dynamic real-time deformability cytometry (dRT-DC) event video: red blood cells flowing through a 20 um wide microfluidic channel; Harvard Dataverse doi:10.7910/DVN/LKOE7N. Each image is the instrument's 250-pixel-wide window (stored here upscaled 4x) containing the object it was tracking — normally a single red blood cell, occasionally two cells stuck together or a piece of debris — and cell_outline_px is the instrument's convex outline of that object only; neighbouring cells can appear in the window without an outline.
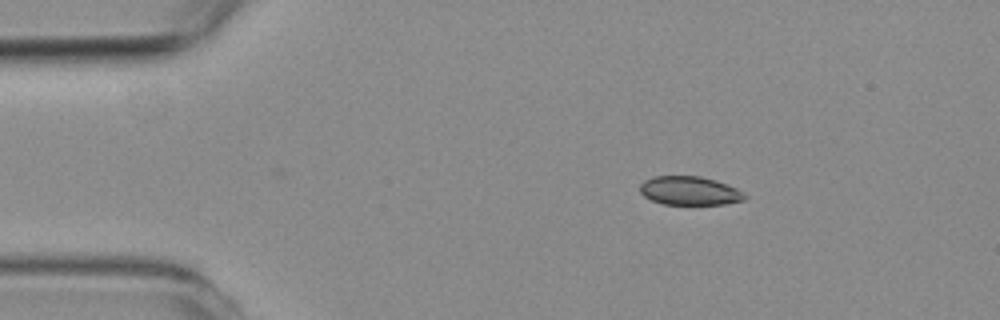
{"species": "common noctule bat (a hibernating species)", "species_latin": "Nyctalus noctula", "temperature_condition": "room temperature", "stored_images_in_passage": 46, "camera_frame_rate_fps": 3000, "um_per_image_px": 0.085, "animal": {"sex": "female", "body_mass_g": 19.3, "forearm_length_mm": 54.1}, "frame": {"image": 1, "passage_image": 1, "time_ms": 0.0, "image_size_px": [1000, 320], "cell_outline_px": [[748, 196], [744, 200], [724, 204], [664, 204], [652, 200], [644, 196], [640, 192], [640, 184], [644, 180], [652, 176], [700, 176], [716, 180], [736, 188], [744, 192]], "centroid_in_image_um": [58.62, 16.21], "position_along_channel_um": 26.4, "area_um2": 17.57}}
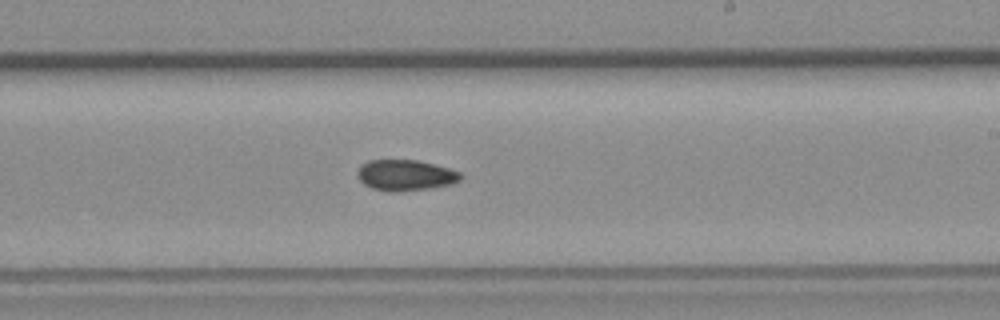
{"frame": {"image": 2, "passage_image": 24, "time_ms": 7.667, "image_size_px": [1000, 320], "cell_outline_px": [[464, 176], [460, 180], [452, 184], [432, 188], [396, 192], [388, 192], [372, 188], [364, 184], [360, 180], [360, 168], [368, 160], [416, 160], [448, 168], [460, 172]], "centroid_in_image_um": [34.52, 14.91], "position_along_channel_um": 254.5, "area_um2": 18.38}}
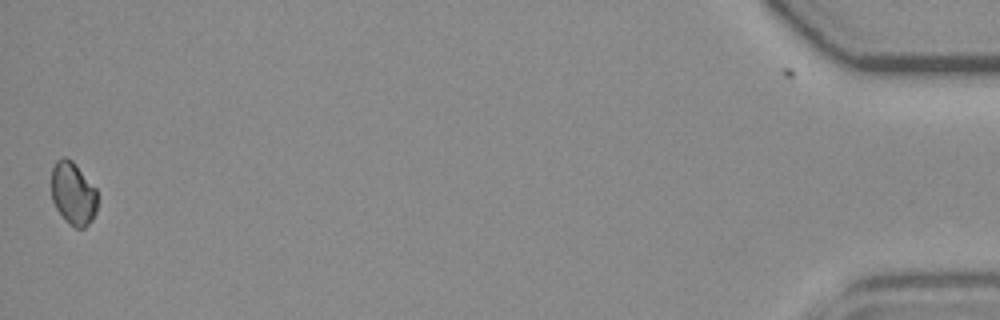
{"frame": {"image": 3, "passage_image": 46, "time_ms": 15.0, "image_size_px": [1000, 320], "cell_outline_px": [[96, 212], [92, 220], [84, 228], [76, 228], [64, 220], [56, 208], [52, 200], [52, 168], [56, 160], [64, 156], [72, 160], [76, 164], [96, 188]], "centroid_in_image_um": [6.21, 16.44], "position_along_channel_um": 429.0, "area_um2": 16.94}}